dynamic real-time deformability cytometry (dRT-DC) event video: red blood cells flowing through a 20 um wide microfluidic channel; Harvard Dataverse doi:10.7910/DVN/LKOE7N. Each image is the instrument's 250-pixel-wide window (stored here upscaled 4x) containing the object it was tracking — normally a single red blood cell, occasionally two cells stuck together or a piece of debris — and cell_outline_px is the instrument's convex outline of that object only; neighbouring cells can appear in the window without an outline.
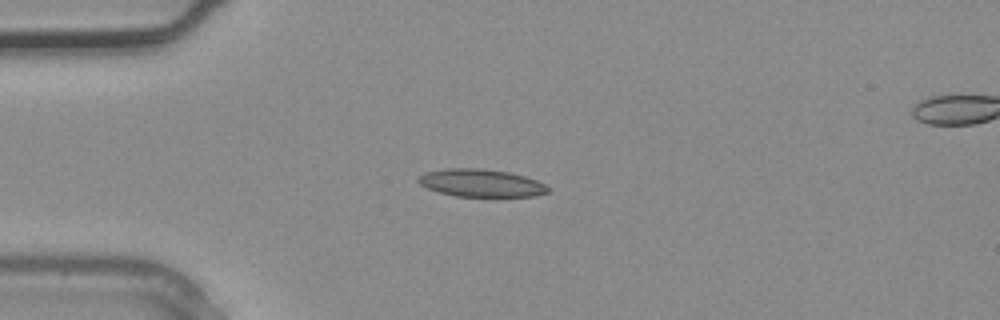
{"species": "common noctule bat (a hibernating species)", "species_latin": "Nyctalus noctula", "temperature_condition": "warm", "stored_images_in_passage": 3, "camera_frame_rate_fps": 3000, "um_per_image_px": 0.085, "animal": {"sex": "male", "body_mass_g": 20.4}, "frame": {"image": 1, "passage_image": 2, "time_ms": 0.333, "image_size_px": [1000, 320], "cell_outline_px": [[552, 188], [548, 192], [536, 196], [456, 196], [440, 192], [428, 188], [420, 184], [416, 180], [424, 172], [448, 168], [484, 168], [508, 172], [524, 176], [536, 180]], "centroid_in_image_um": [40.9, 15.55], "position_along_channel_um": 44.1, "area_um2": 20.87}}